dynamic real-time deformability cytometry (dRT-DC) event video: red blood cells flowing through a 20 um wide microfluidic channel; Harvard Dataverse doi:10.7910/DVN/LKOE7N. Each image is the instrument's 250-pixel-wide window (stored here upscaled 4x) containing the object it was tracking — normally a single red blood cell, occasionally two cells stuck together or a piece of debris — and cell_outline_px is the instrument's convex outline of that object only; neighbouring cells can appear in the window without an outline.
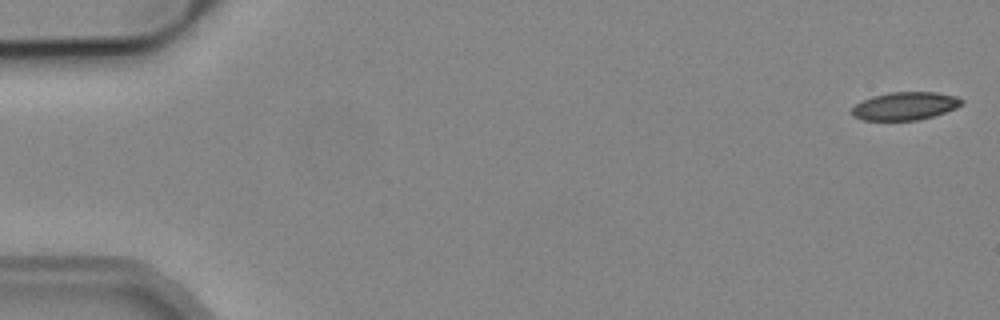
{"species": "common noctule bat (a hibernating species)", "species_latin": "Nyctalus noctula", "temperature_condition": "cold", "stored_images_in_passage": 53, "camera_frame_rate_fps": 3000, "um_per_image_px": 0.085, "animal": {"sex": "male", "body_mass_g": 19.2, "forearm_length_mm": 51.8}, "frame": {"image": 1, "passage_image": 1, "time_ms": 0.0, "image_size_px": [1000, 320], "cell_outline_px": [[964, 100], [956, 108], [932, 116], [916, 120], [864, 120], [852, 116], [852, 108], [856, 104], [872, 96], [892, 92], [936, 92], [956, 96]], "centroid_in_image_um": [76.92, 9.0], "position_along_channel_um": 8.1, "area_um2": 17.69}}
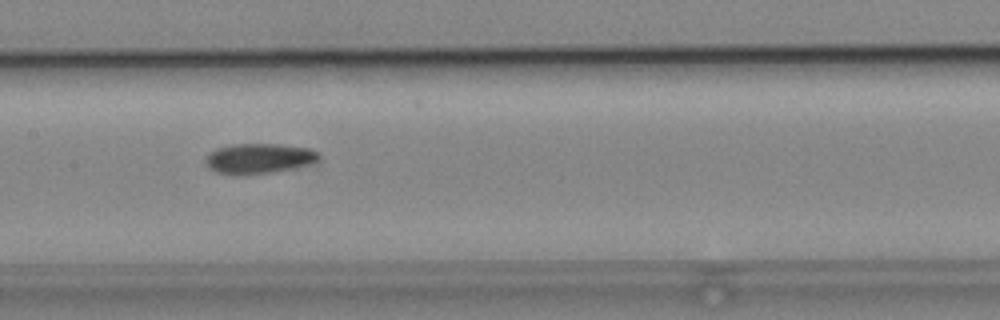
{"frame": {"image": 2, "passage_image": 26, "time_ms": 8.333, "image_size_px": [1000, 320], "cell_outline_px": [[320, 156], [316, 160], [304, 164], [272, 172], [236, 176], [216, 172], [208, 168], [204, 160], [216, 148], [232, 144], [280, 144], [308, 148], [316, 152]], "centroid_in_image_um": [21.9, 13.47], "position_along_channel_um": 185.5, "area_um2": 19.59}}
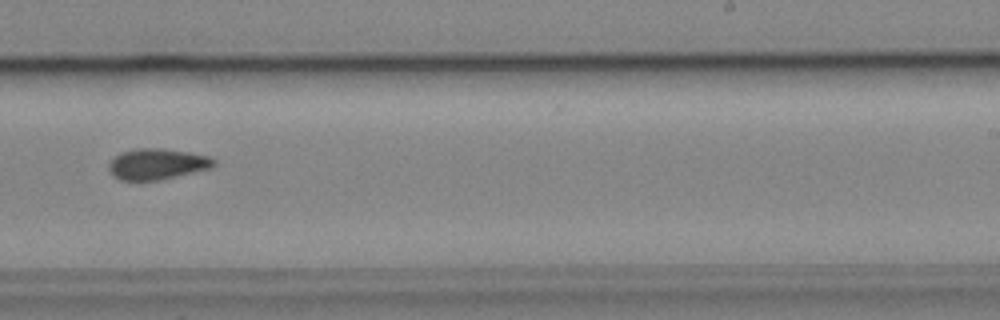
{"frame": {"image": 3, "passage_image": 33, "time_ms": 10.667, "image_size_px": [1000, 320], "cell_outline_px": [[216, 164], [212, 168], [160, 180], [120, 180], [112, 176], [108, 168], [108, 164], [120, 152], [136, 148], [164, 148], [188, 152], [208, 156], [216, 160]], "centroid_in_image_um": [13.35, 13.94], "position_along_channel_um": 275.6, "area_um2": 19.07}}